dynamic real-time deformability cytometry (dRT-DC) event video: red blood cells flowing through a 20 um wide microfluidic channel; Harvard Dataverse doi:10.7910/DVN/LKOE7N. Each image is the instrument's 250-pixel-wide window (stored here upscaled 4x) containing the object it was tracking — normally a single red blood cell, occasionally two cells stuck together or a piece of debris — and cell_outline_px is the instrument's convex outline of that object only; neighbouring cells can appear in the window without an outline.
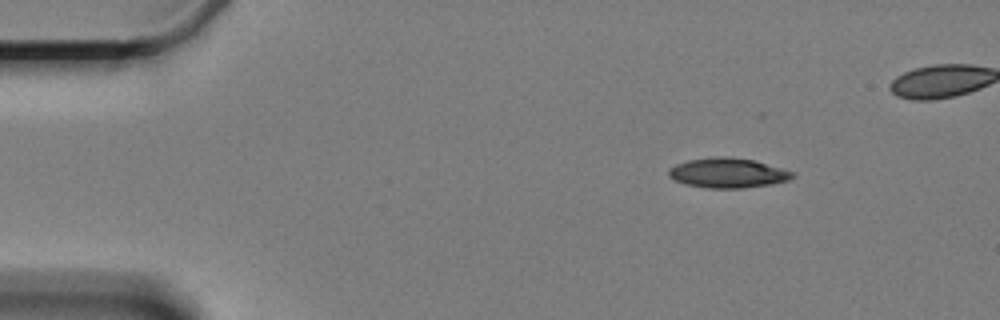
{"species": "Egyptian fruit bat (a non-hibernating species)", "species_latin": "Rousettus aegyptiacus", "temperature_condition": "cold", "stored_images_in_passage": 9, "camera_frame_rate_fps": 3000, "um_per_image_px": 0.085, "animal": {"sex": "female"}, "frame": {"image": 1, "passage_image": 1, "time_ms": 0.0, "image_size_px": [1000, 320], "cell_outline_px": [[796, 176], [788, 180], [772, 184], [744, 188], [708, 188], [684, 184], [672, 180], [668, 176], [668, 168], [676, 164], [688, 160], [720, 156], [724, 156], [756, 160], [796, 172]], "centroid_in_image_um": [61.87, 14.7], "position_along_channel_um": 23.1, "area_um2": 21.85}}